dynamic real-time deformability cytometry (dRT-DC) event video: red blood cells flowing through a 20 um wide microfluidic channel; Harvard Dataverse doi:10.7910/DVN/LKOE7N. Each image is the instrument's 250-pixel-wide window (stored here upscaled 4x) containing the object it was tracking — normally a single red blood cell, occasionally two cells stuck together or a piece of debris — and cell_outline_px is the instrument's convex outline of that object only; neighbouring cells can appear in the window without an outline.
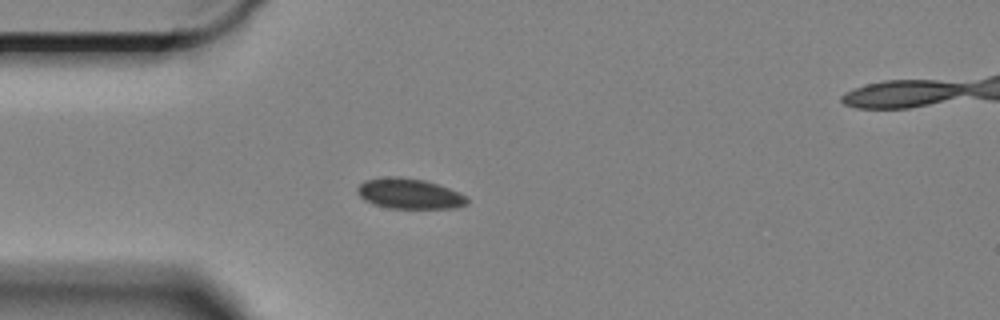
{"species": "Egyptian fruit bat (a non-hibernating species)", "species_latin": "Rousettus aegyptiacus", "temperature_condition": "cold", "stored_images_in_passage": 46, "camera_frame_rate_fps": 3000, "um_per_image_px": 0.085, "animal": {"sex": "female"}, "frame": {"image": 1, "passage_image": 1, "time_ms": 0.0, "image_size_px": [1000, 320], "cell_outline_px": [[468, 204], [456, 208], [388, 208], [372, 204], [364, 200], [356, 192], [356, 188], [364, 180], [388, 176], [400, 176], [424, 180], [460, 192], [468, 196]], "centroid_in_image_um": [34.79, 16.46], "position_along_channel_um": 50.2, "area_um2": 19.65}}
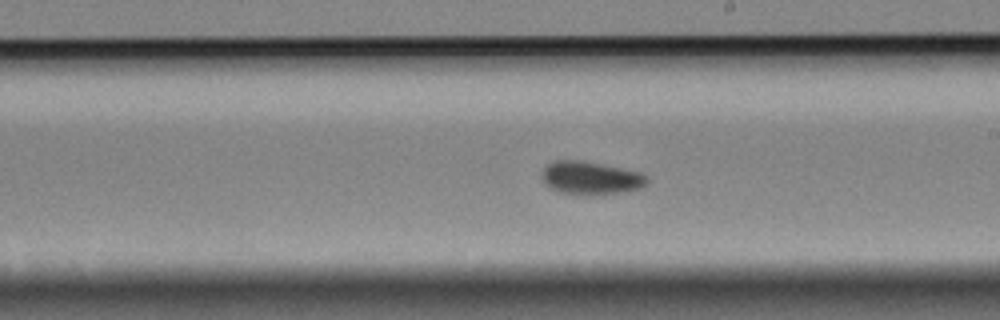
{"frame": {"image": 2, "passage_image": 19, "time_ms": 6.0, "image_size_px": [1000, 320], "cell_outline_px": [[648, 180], [640, 188], [600, 196], [580, 196], [556, 192], [544, 184], [540, 176], [540, 172], [552, 160], [580, 160], [640, 172], [648, 176]], "centroid_in_image_um": [50.13, 15.16], "position_along_channel_um": 238.9, "area_um2": 20.81}}
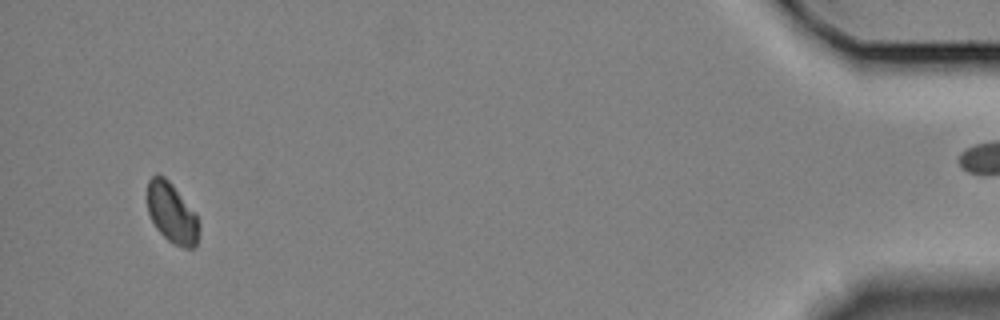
{"frame": {"image": 3, "passage_image": 43, "time_ms": 14.0, "image_size_px": [1000, 320], "cell_outline_px": [[200, 228], [196, 244], [192, 248], [184, 248], [168, 240], [156, 228], [148, 212], [148, 180], [152, 176], [164, 176], [172, 184], [196, 212], [200, 224]], "centroid_in_image_um": [14.64, 18.12], "position_along_channel_um": 420.6, "area_um2": 18.03}}